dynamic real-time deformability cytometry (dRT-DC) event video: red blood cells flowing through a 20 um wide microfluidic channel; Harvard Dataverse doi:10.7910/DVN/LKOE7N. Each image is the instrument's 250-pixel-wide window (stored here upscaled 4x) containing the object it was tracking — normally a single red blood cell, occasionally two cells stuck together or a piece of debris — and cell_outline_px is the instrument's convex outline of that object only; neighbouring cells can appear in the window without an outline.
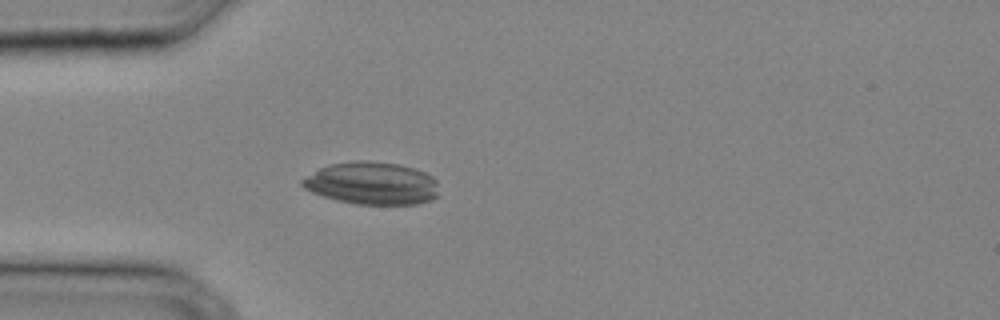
{"species": "common noctule bat (a hibernating species)", "species_latin": "Nyctalus noctula", "temperature_condition": "cold", "stored_images_in_passage": 25, "camera_frame_rate_fps": 3000, "um_per_image_px": 0.085, "animal": {"sex": "male", "body_mass_g": 20.4}, "frame": {"image": 1, "passage_image": 1, "time_ms": 0.0, "image_size_px": [1000, 320], "cell_outline_px": [[436, 196], [432, 200], [416, 204], [356, 204], [336, 200], [312, 192], [304, 188], [300, 184], [300, 180], [320, 168], [328, 164], [356, 160], [368, 160], [400, 164], [424, 172], [432, 176], [436, 180]], "centroid_in_image_um": [31.58, 15.57], "position_along_channel_um": 53.4, "area_um2": 33.87}}
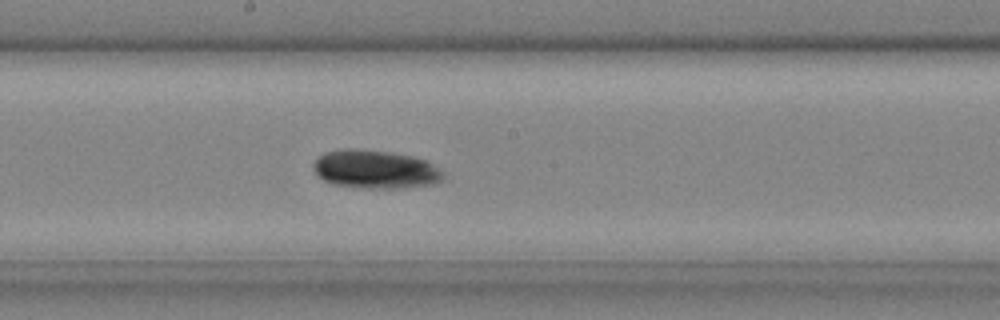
{"frame": {"image": 2, "passage_image": 10, "time_ms": 3.0, "image_size_px": [1000, 320], "cell_outline_px": [[444, 176], [440, 180], [432, 184], [408, 188], [368, 188], [332, 184], [324, 180], [316, 172], [312, 164], [324, 152], [340, 148], [360, 148], [392, 152], [412, 156], [428, 160], [444, 172]], "centroid_in_image_um": [31.92, 14.37], "position_along_channel_um": 216.3, "area_um2": 29.36}}
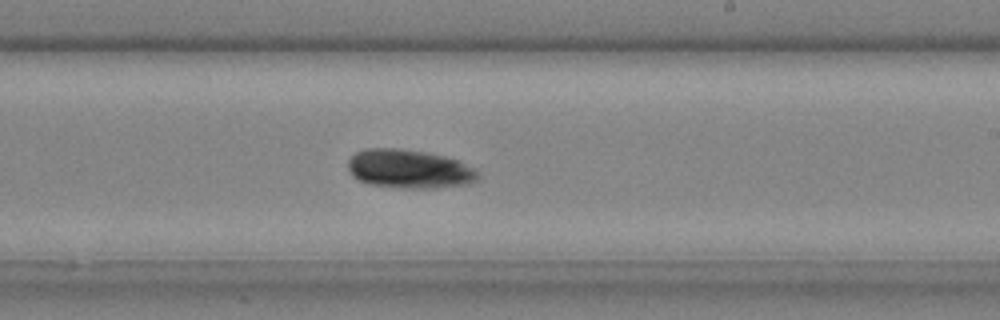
{"frame": {"image": 3, "passage_image": 12, "time_ms": 3.667, "image_size_px": [1000, 320], "cell_outline_px": [[480, 180], [464, 184], [432, 188], [400, 188], [372, 184], [360, 180], [352, 176], [348, 168], [348, 160], [356, 152], [364, 148], [400, 148], [424, 152], [444, 156], [460, 160], [476, 168], [480, 172]], "centroid_in_image_um": [34.82, 14.35], "position_along_channel_um": 254.2, "area_um2": 29.59}}